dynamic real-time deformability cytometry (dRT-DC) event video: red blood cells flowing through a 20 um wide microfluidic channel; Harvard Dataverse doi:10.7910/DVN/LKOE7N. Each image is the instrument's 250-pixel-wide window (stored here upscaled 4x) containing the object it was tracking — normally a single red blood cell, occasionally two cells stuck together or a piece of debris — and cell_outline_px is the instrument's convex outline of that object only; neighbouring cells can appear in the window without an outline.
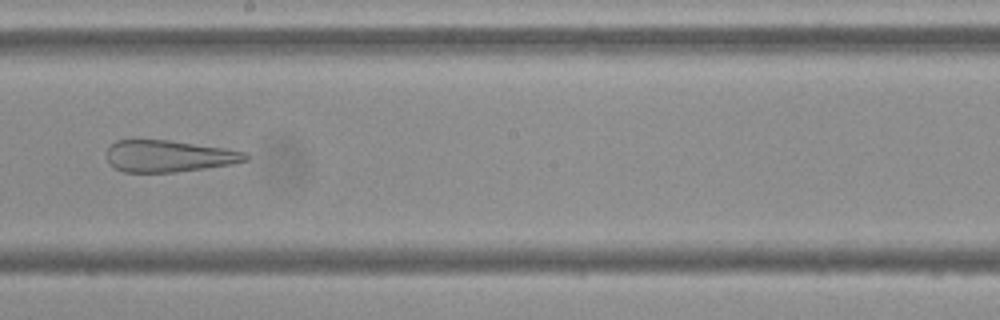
{"species": "Egyptian fruit bat (a non-hibernating species)", "species_latin": "Rousettus aegyptiacus", "temperature_condition": "cold", "stored_images_in_passage": 9, "camera_frame_rate_fps": 3000, "um_per_image_px": 0.085, "frame": {"image": 1, "passage_image": 8, "time_ms": 9.0, "image_size_px": [1000, 320], "cell_outline_px": [[248, 160], [232, 164], [204, 168], [172, 172], [124, 172], [108, 164], [108, 144], [116, 140], [136, 136], [172, 140], [224, 148], [244, 152], [248, 156]], "centroid_in_image_um": [14.25, 13.21], "position_along_channel_um": 234.0, "area_um2": 26.41}}
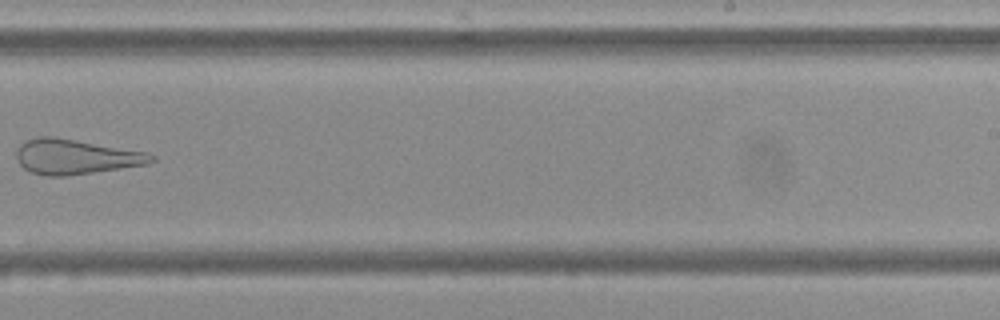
{"frame": {"image": 2, "passage_image": 9, "time_ms": 10.333, "image_size_px": [1000, 320], "cell_outline_px": [[156, 160], [148, 164], [64, 176], [44, 176], [32, 172], [24, 168], [16, 160], [16, 148], [24, 140], [36, 136], [52, 136], [148, 152], [156, 156]], "centroid_in_image_um": [6.4, 13.31], "position_along_channel_um": 282.6, "area_um2": 27.57}}